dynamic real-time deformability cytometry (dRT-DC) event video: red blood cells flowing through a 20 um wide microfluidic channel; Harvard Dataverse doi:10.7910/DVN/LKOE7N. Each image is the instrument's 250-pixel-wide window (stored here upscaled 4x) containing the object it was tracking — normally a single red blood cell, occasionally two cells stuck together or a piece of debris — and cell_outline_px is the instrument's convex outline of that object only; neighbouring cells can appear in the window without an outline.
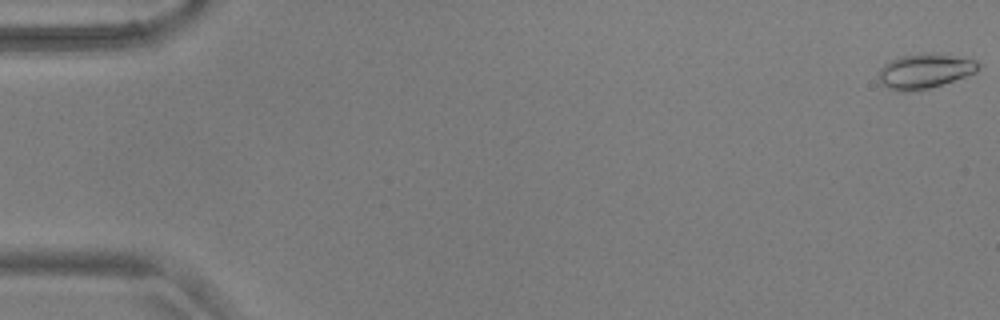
{"species": "common noctule bat (a hibernating species)", "species_latin": "Nyctalus noctula", "temperature_condition": "warm", "stored_images_in_passage": 16, "camera_frame_rate_fps": 3000, "um_per_image_px": 0.085, "animal": {"sex": "male", "body_mass_g": 17.9, "forearm_length_mm": 54.2}, "frame": {"image": 1, "passage_image": 1, "time_ms": 0.0, "image_size_px": [1000, 320], "cell_outline_px": [[980, 68], [976, 72], [928, 88], [912, 92], [900, 92], [888, 88], [880, 84], [880, 68], [884, 64], [900, 56], [920, 52], [928, 52], [976, 60], [980, 64]], "centroid_in_image_um": [78.57, 6.03], "position_along_channel_um": 6.4, "area_um2": 20.06}}